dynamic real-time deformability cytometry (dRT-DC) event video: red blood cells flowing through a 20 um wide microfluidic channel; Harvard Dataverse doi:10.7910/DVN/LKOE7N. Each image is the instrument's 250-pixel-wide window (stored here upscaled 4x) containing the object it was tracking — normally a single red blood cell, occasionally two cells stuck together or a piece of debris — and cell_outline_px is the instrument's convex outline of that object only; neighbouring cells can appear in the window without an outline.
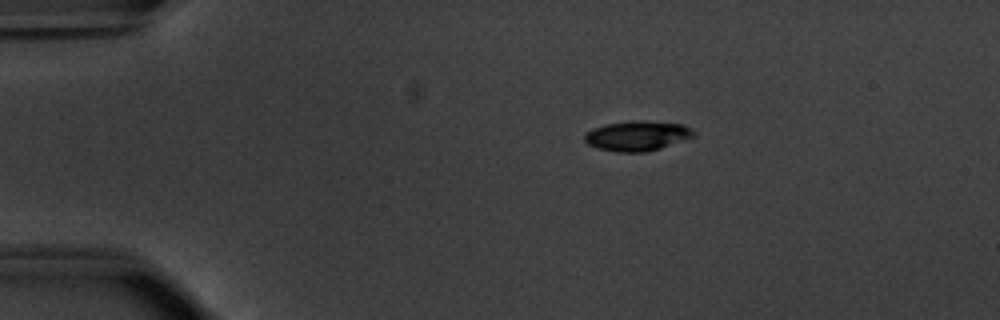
{"species": "common noctule bat (a hibernating species)", "species_latin": "Nyctalus noctula", "temperature_condition": "warm", "stored_images_in_passage": 44, "camera_frame_rate_fps": 3000, "um_per_image_px": 0.085, "animal": {"sex": "male", "body_mass_g": 20.1, "forearm_length_mm": 53.5}, "frame": {"image": 1, "passage_image": 1, "time_ms": 0.0, "image_size_px": [1000, 320], "cell_outline_px": [[696, 136], [660, 148], [644, 152], [616, 152], [600, 148], [588, 144], [584, 140], [584, 132], [608, 124], [684, 124], [692, 128], [696, 132]], "centroid_in_image_um": [54.18, 11.61], "position_along_channel_um": 30.8, "area_um2": 17.8}}
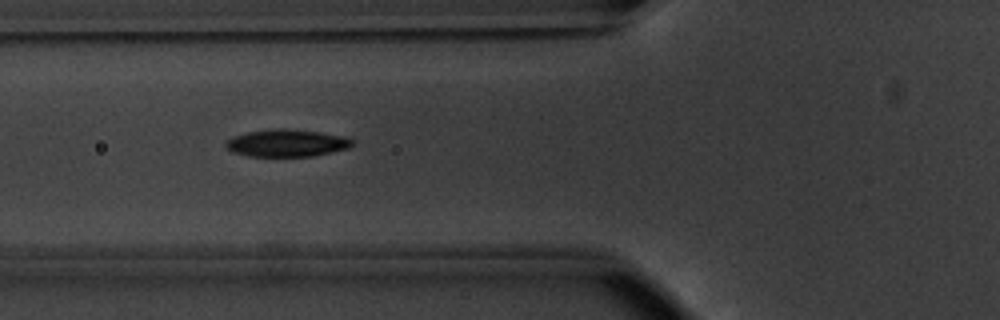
{"frame": {"image": 2, "passage_image": 11, "time_ms": 3.333, "image_size_px": [1000, 320], "cell_outline_px": [[356, 144], [348, 148], [312, 156], [248, 156], [232, 152], [224, 144], [228, 140], [236, 136], [248, 132], [280, 128], [320, 132], [344, 136], [352, 140]], "centroid_in_image_um": [24.4, 12.16], "position_along_channel_um": 101.4, "area_um2": 19.83}}
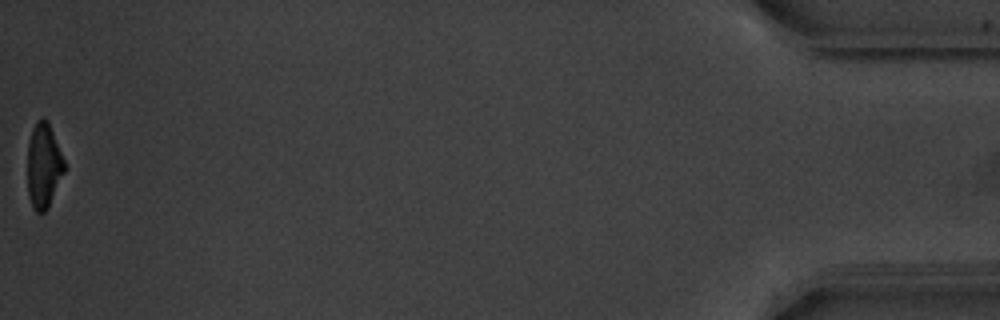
{"frame": {"image": 3, "passage_image": 44, "time_ms": 14.333, "image_size_px": [1000, 320], "cell_outline_px": [[64, 172], [48, 208], [44, 212], [36, 212], [32, 208], [28, 196], [28, 144], [32, 128], [36, 120], [48, 120], [64, 160]], "centroid_in_image_um": [3.69, 14.1], "position_along_channel_um": 431.5, "area_um2": 18.09}, "authors_computed_cell_mechanics": {"area_um2": 20.0855, "velocity_mm_per_s": 3.8449, "shape_relaxation_time_tau1_ms": 2.8603, "shape_relaxation_time_tau2_ms": 2.5106, "deformation_change_tau1": 0.1384, "deformation_change_tau2": 0.0799}}